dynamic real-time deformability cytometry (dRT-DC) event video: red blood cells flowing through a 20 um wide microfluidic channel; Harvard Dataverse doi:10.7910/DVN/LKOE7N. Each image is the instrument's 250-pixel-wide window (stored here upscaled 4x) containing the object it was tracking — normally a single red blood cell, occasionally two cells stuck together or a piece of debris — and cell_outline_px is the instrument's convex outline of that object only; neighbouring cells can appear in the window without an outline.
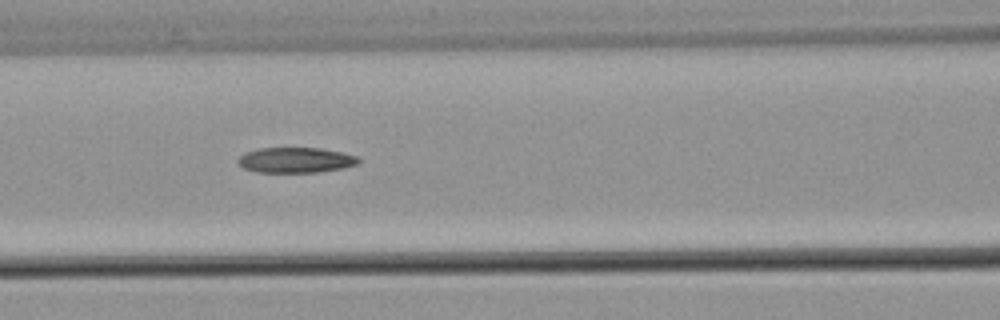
{"species": "common noctule bat (a hibernating species)", "species_latin": "Nyctalus noctula", "temperature_condition": "warm", "stored_images_in_passage": 10, "camera_frame_rate_fps": 3000, "um_per_image_px": 0.085, "animal": {"sex": "male", "body_mass_g": 21.5, "forearm_length_mm": 52.0}, "frame": {"image": 1, "passage_image": 9, "time_ms": 9.667, "image_size_px": [1000, 320], "cell_outline_px": [[360, 160], [356, 164], [344, 168], [316, 172], [256, 172], [244, 168], [236, 160], [244, 152], [260, 148], [320, 148], [344, 152], [356, 156]], "centroid_in_image_um": [25.12, 13.6], "position_along_channel_um": 141.5, "area_um2": 17.8}}